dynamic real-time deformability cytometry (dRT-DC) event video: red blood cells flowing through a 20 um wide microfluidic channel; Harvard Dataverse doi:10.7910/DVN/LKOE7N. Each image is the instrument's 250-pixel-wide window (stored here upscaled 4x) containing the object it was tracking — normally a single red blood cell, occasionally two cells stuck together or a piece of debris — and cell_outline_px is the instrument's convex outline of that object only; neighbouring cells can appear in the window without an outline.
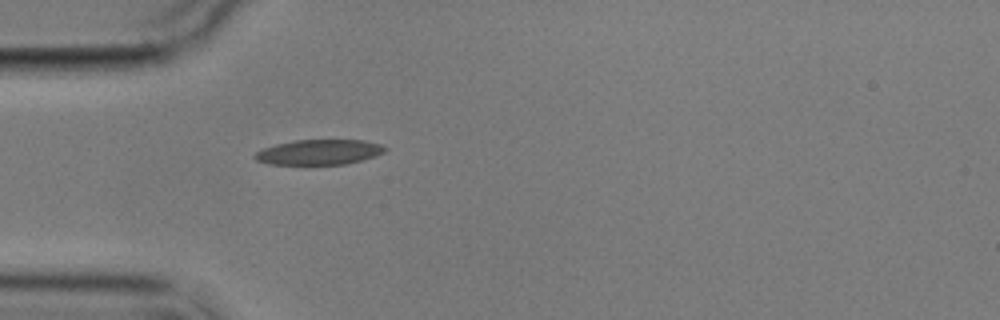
{"species": "common noctule bat (a hibernating species)", "species_latin": "Nyctalus noctula", "temperature_condition": "cold", "stored_images_in_passage": 1, "camera_frame_rate_fps": 3000, "um_per_image_px": 0.085, "animal": {"sex": "male", "body_mass_g": 17.9}, "frame": {"image": 1, "passage_image": 1, "time_ms": 0.0, "image_size_px": [1000, 320], "cell_outline_px": [[388, 148], [384, 152], [376, 156], [344, 164], [268, 164], [256, 160], [252, 156], [256, 152], [264, 148], [276, 144], [296, 140], [364, 140], [380, 144]], "centroid_in_image_um": [27.12, 12.93], "position_along_channel_um": 57.9, "area_um2": 18.96}}